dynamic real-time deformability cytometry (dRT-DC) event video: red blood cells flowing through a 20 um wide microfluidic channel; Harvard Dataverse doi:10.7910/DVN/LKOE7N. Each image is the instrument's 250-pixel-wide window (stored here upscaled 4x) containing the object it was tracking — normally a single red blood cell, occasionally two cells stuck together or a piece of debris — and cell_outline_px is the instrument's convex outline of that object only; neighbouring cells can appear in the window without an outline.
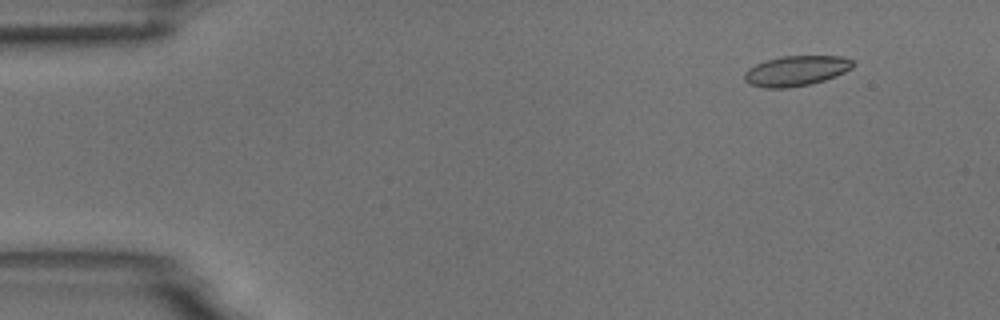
{"species": "common noctule bat (a hibernating species)", "species_latin": "Nyctalus noctula", "temperature_condition": "room temperature", "stored_images_in_passage": 51, "camera_frame_rate_fps": 3000, "um_per_image_px": 0.085, "animal": {"sex": "male", "body_mass_g": 18.8}, "frame": {"image": 1, "passage_image": 2, "time_ms": 0.333, "image_size_px": [1000, 320], "cell_outline_px": [[856, 64], [852, 68], [836, 76], [824, 80], [808, 84], [784, 88], [764, 88], [748, 84], [744, 80], [744, 72], [748, 68], [764, 60], [780, 56], [840, 56], [856, 60]], "centroid_in_image_um": [67.67, 6.01], "position_along_channel_um": 17.3, "area_um2": 19.31}}
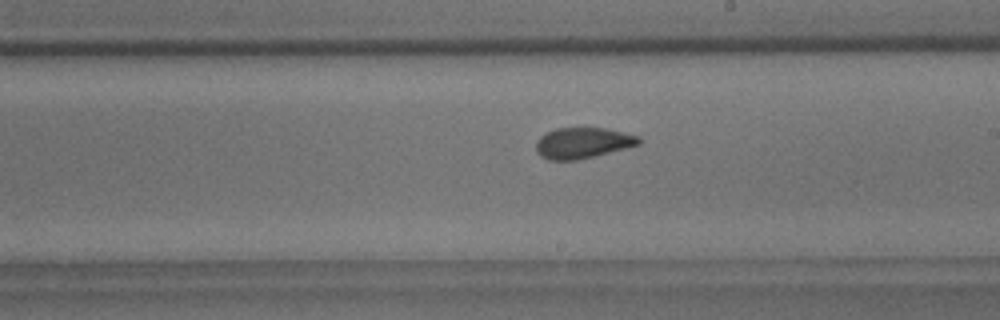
{"frame": {"image": 2, "passage_image": 28, "time_ms": 9.0, "image_size_px": [1000, 320], "cell_outline_px": [[640, 144], [628, 148], [596, 156], [576, 160], [548, 160], [540, 156], [536, 152], [536, 140], [544, 132], [556, 128], [608, 128], [640, 136]], "centroid_in_image_um": [49.53, 12.15], "position_along_channel_um": 239.5, "area_um2": 18.84}}
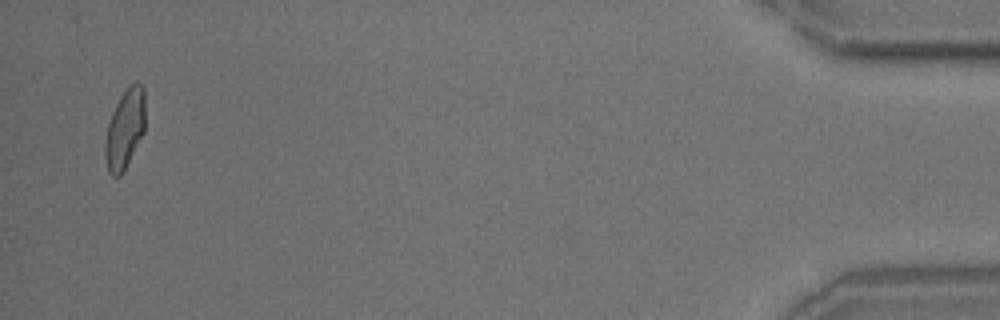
{"frame": {"image": 3, "passage_image": 50, "time_ms": 16.333, "image_size_px": [1000, 320], "cell_outline_px": [[144, 132], [120, 176], [112, 176], [108, 172], [104, 156], [104, 144], [108, 124], [112, 112], [120, 96], [136, 80], [144, 88]], "centroid_in_image_um": [10.59, 10.97], "position_along_channel_um": 424.6, "area_um2": 18.32}, "authors_computed_cell_mechanics": {"area_um2": 18.9584, "velocity_mm_per_s": 3.6735, "shape_relaxation_time_tau1_ms": 6.2385, "shape_relaxation_time_tau2_ms": 1.1025, "deformation_change_tau1": 0.1464, "deformation_change_tau2": 0.0633}}